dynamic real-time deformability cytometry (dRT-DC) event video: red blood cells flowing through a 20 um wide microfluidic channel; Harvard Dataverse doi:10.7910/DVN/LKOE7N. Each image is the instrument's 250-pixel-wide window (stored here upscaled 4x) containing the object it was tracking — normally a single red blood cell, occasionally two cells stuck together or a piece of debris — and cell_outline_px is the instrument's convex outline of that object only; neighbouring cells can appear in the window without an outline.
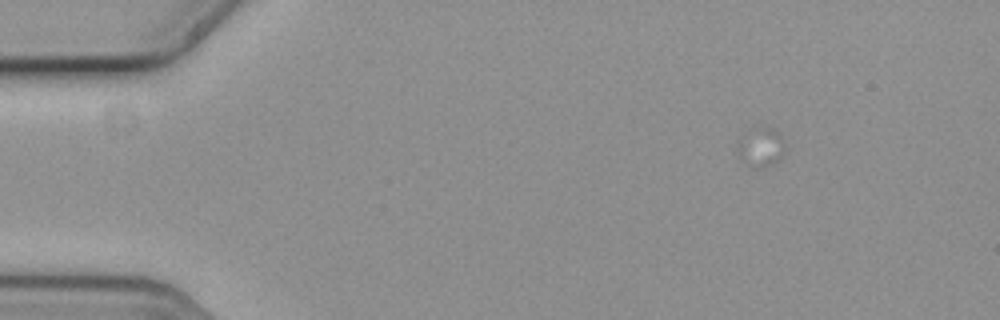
{"species": "common noctule bat (a hibernating species)", "species_latin": "Nyctalus noctula", "temperature_condition": "cold", "stored_images_in_passage": 9, "camera_frame_rate_fps": 3000, "um_per_image_px": 0.085, "animal": {"sex": "female", "body_mass_g": 19.3, "forearm_length_mm": 54.1}, "frame": {"image": 1, "passage_image": 1, "time_ms": 0.0, "image_size_px": [1000, 320], "cell_outline_px": [[784, 152], [780, 160], [764, 168], [752, 168], [740, 160], [736, 156], [736, 140], [756, 124], [772, 128], [780, 132], [784, 140]], "centroid_in_image_um": [64.62, 12.48], "position_along_channel_um": 20.4, "area_um2": 11.73}}